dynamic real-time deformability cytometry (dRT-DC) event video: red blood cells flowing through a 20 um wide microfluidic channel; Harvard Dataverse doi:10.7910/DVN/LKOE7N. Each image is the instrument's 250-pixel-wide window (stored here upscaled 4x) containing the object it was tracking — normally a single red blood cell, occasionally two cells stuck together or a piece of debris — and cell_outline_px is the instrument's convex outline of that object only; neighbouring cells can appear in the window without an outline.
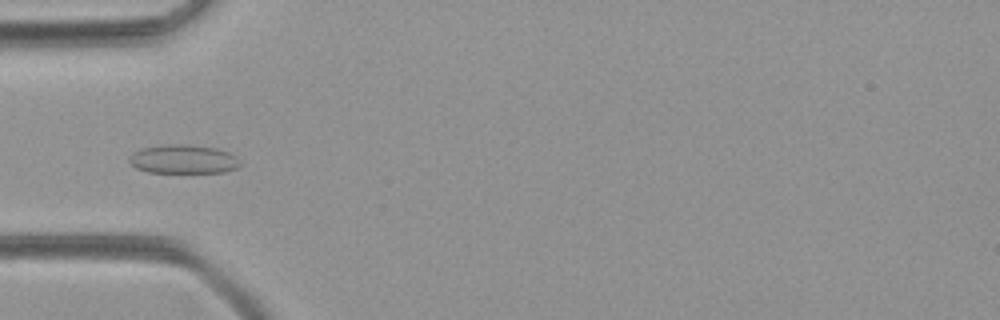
{"species": "common noctule bat (a hibernating species)", "species_latin": "Nyctalus noctula", "temperature_condition": "room temperature", "stored_images_in_passage": 50, "camera_frame_rate_fps": 3000, "um_per_image_px": 0.085, "animal": {"sex": "female", "body_mass_g": 21.9}, "frame": {"image": 1, "passage_image": 16, "time_ms": 5.0, "image_size_px": [1000, 320], "cell_outline_px": [[240, 164], [236, 168], [224, 172], [148, 172], [136, 168], [128, 160], [128, 156], [132, 152], [140, 148], [160, 144], [188, 144], [216, 148], [228, 152], [236, 156]], "centroid_in_image_um": [15.53, 13.51], "position_along_channel_um": 69.5, "area_um2": 18.79}}
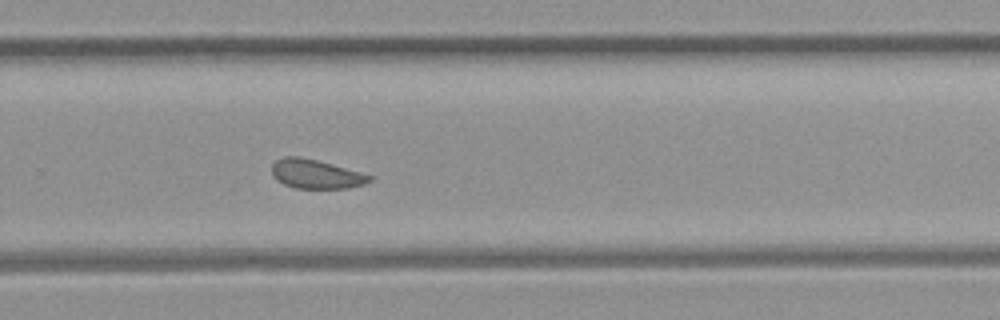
{"frame": {"image": 2, "passage_image": 33, "time_ms": 10.667, "image_size_px": [1000, 320], "cell_outline_px": [[372, 180], [364, 184], [348, 188], [296, 188], [284, 184], [276, 180], [272, 176], [272, 164], [276, 160], [284, 156], [300, 156], [332, 164], [360, 172], [372, 176]], "centroid_in_image_um": [26.82, 14.79], "position_along_channel_um": 303.0, "area_um2": 16.53}}
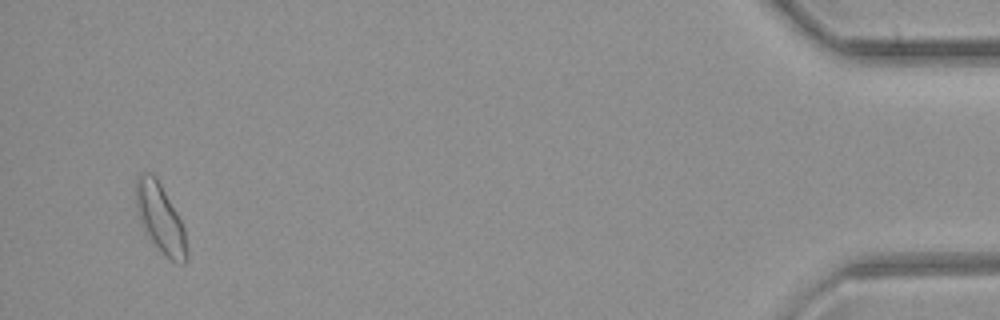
{"frame": {"image": 3, "passage_image": 48, "time_ms": 15.667, "image_size_px": [1000, 320], "cell_outline_px": [[188, 260], [184, 264], [176, 264], [164, 256], [144, 232], [136, 208], [136, 176], [140, 172], [152, 172], [156, 176], [176, 212], [184, 228], [188, 252]], "centroid_in_image_um": [13.63, 18.59], "position_along_channel_um": 421.6, "area_um2": 20.69}}